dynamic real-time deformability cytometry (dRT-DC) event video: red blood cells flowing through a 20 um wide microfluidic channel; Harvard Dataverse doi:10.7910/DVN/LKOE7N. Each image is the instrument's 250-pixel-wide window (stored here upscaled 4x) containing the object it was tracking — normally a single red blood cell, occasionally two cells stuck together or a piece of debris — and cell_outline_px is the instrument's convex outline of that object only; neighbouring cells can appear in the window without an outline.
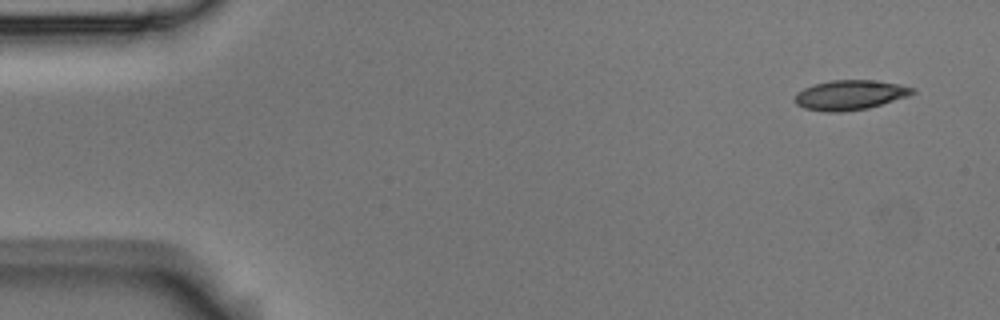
{"species": "Egyptian fruit bat (a non-hibernating species)", "species_latin": "Rousettus aegyptiacus", "temperature_condition": "room temperature", "stored_images_in_passage": 14, "camera_frame_rate_fps": 3000, "um_per_image_px": 0.085, "animal": {"sex": "male"}, "frame": {"image": 1, "passage_image": 1, "time_ms": 0.0, "image_size_px": [1000, 320], "cell_outline_px": [[916, 92], [908, 96], [868, 108], [840, 112], [824, 112], [804, 108], [796, 104], [796, 92], [804, 88], [816, 84], [832, 80], [872, 80], [900, 84], [916, 88]], "centroid_in_image_um": [72.27, 8.07], "position_along_channel_um": 12.7, "area_um2": 20.35}}
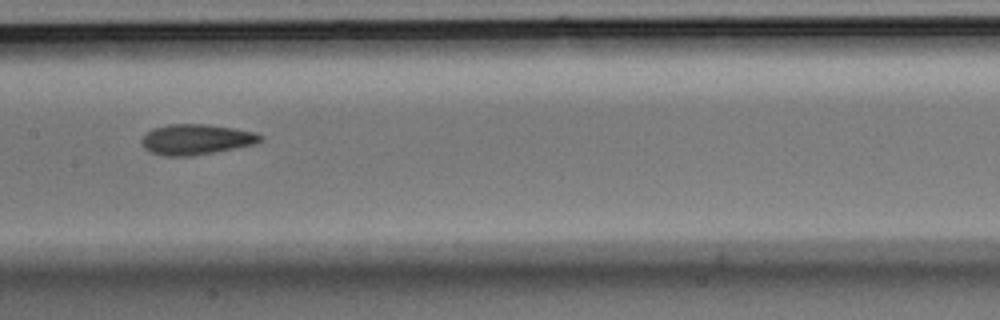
{"frame": {"image": 2, "passage_image": 7, "time_ms": 2.0, "image_size_px": [1000, 320], "cell_outline_px": [[264, 140], [256, 144], [216, 152], [192, 156], [164, 156], [148, 152], [140, 144], [140, 140], [152, 128], [168, 124], [208, 124], [256, 132], [264, 136]], "centroid_in_image_um": [16.68, 11.86], "position_along_channel_um": 190.7, "area_um2": 21.44}}
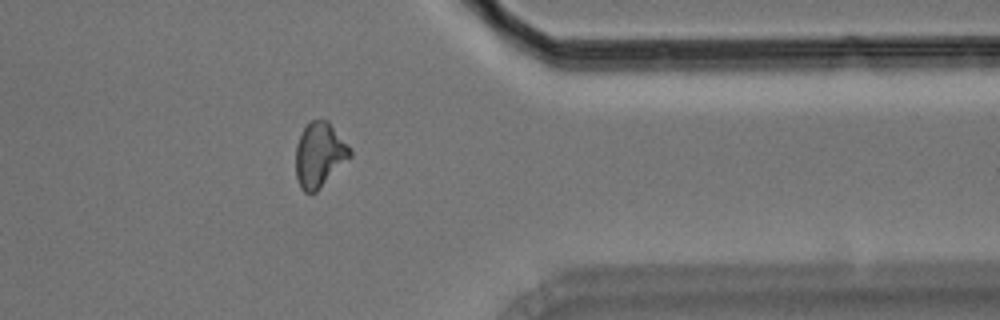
{"frame": {"image": 3, "passage_image": 12, "time_ms": 3.667, "image_size_px": [1000, 320], "cell_outline_px": [[352, 156], [312, 196], [304, 192], [300, 188], [296, 180], [296, 144], [308, 120], [328, 120], [352, 148]], "centroid_in_image_um": [27.16, 13.17], "position_along_channel_um": 384.2, "area_um2": 20.87}}